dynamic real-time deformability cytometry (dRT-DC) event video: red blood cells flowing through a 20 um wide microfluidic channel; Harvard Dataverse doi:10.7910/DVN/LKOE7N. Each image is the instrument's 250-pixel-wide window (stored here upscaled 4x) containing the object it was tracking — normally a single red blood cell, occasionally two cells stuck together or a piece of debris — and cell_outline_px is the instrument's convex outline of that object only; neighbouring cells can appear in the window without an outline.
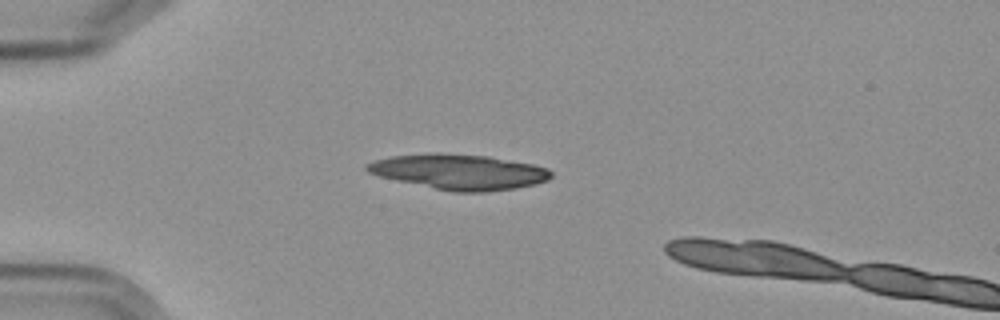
{"species": "Egyptian fruit bat (a non-hibernating species)", "species_latin": "Rousettus aegyptiacus", "temperature_condition": "cold", "stored_images_in_passage": 2, "camera_frame_rate_fps": 3000, "um_per_image_px": 0.085, "frame": {"image": 1, "passage_image": 1, "time_ms": 0.0, "image_size_px": [1000, 320], "cell_outline_px": [[552, 176], [548, 180], [536, 184], [516, 188], [488, 192], [452, 192], [396, 180], [380, 176], [368, 172], [364, 168], [368, 164], [376, 160], [392, 156], [424, 152], [440, 152], [488, 156], [532, 164], [548, 168], [552, 172]], "centroid_in_image_um": [39.04, 14.6], "position_along_channel_um": 46.0, "area_um2": 38.03}}